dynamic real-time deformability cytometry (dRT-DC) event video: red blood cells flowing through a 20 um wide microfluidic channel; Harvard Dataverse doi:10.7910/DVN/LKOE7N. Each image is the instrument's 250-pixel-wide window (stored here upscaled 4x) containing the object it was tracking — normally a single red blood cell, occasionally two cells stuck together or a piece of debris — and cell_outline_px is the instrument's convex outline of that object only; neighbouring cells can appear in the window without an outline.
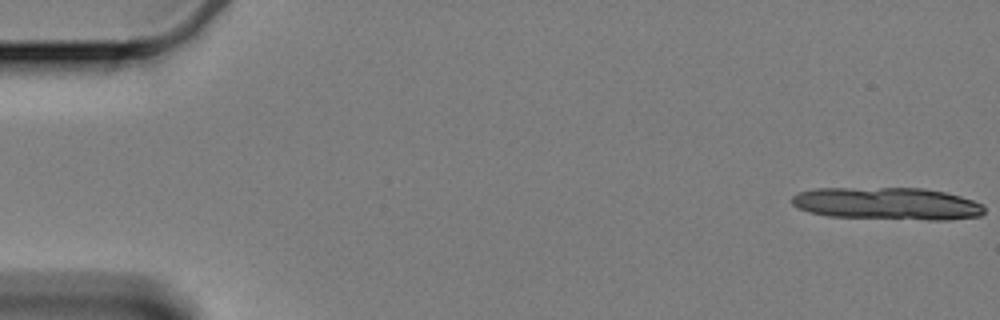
{"species": "Egyptian fruit bat (a non-hibernating species)", "species_latin": "Rousettus aegyptiacus", "temperature_condition": "cold", "stored_images_in_passage": 14, "camera_frame_rate_fps": 3000, "um_per_image_px": 0.085, "animal": {"sex": "female"}, "frame": {"image": 1, "passage_image": 1, "time_ms": 0.0, "image_size_px": [1000, 320], "cell_outline_px": [[984, 212], [980, 216], [948, 220], [928, 220], [828, 216], [812, 212], [800, 208], [792, 204], [792, 196], [800, 192], [816, 188], [924, 188], [944, 192], [960, 196], [984, 204]], "centroid_in_image_um": [75.46, 17.31], "position_along_channel_um": 9.5, "area_um2": 36.3}}